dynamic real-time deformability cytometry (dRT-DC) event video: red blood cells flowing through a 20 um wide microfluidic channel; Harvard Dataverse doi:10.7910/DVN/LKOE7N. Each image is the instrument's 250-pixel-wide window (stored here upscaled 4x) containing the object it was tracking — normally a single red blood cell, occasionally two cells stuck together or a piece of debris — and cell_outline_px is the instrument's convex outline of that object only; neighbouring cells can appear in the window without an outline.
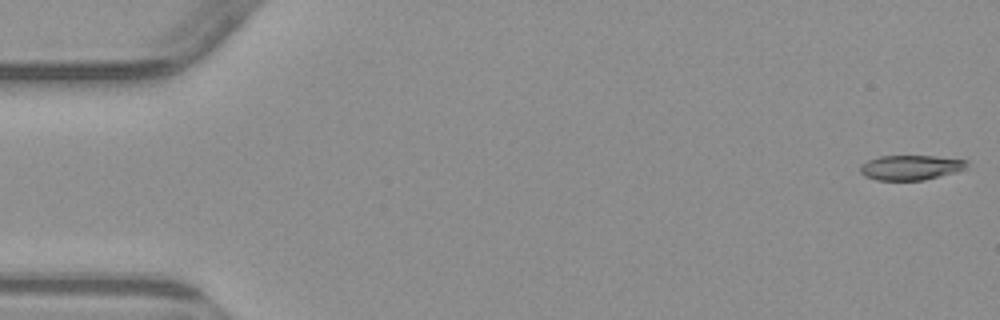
{"species": "common noctule bat (a hibernating species)", "species_latin": "Nyctalus noctula", "temperature_condition": "warm", "stored_images_in_passage": 4, "camera_frame_rate_fps": 3000, "um_per_image_px": 0.085, "animal": {"sex": "male", "body_mass_g": 23.1, "forearm_length_mm": 52.7}, "frame": {"image": 1, "passage_image": 1, "time_ms": 0.0, "image_size_px": [1000, 320], "cell_outline_px": [[968, 164], [964, 168], [956, 172], [924, 180], [876, 180], [864, 176], [860, 172], [860, 164], [868, 160], [880, 156], [936, 156], [968, 160]], "centroid_in_image_um": [77.39, 14.24], "position_along_channel_um": 7.6, "area_um2": 15.49}}
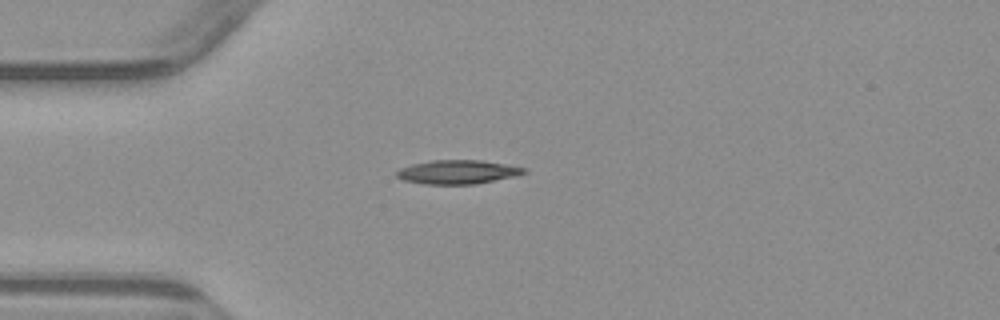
{"frame": {"image": 2, "passage_image": 4, "time_ms": 4.333, "image_size_px": [1000, 320], "cell_outline_px": [[528, 172], [516, 176], [476, 184], [424, 184], [404, 180], [396, 176], [396, 172], [400, 168], [412, 164], [432, 160], [480, 160], [528, 168]], "centroid_in_image_um": [38.93, 14.62], "position_along_channel_um": 46.1, "area_um2": 17.74}}